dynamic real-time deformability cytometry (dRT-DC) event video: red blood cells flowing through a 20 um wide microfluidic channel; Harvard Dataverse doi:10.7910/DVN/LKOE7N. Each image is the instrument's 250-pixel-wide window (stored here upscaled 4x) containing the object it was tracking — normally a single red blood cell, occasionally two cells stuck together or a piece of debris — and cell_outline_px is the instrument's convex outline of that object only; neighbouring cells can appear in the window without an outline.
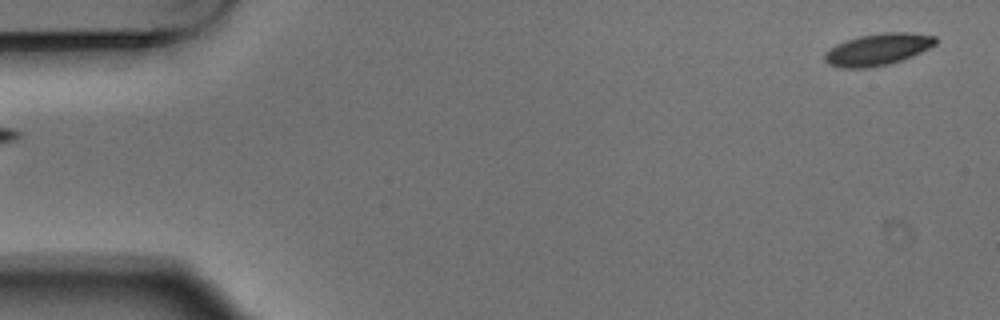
{"species": "Egyptian fruit bat (a non-hibernating species)", "species_latin": "Rousettus aegyptiacus", "temperature_condition": "warm", "stored_images_in_passage": 3, "segment_of_instrument_passage": [2, 2], "camera_frame_rate_fps": 3000, "um_per_image_px": 0.085, "animal": {"sex": "male"}, "frame": {"image": 1, "passage_image": 3, "time_ms": 0.667, "image_size_px": [1000, 320], "cell_outline_px": [[936, 44], [912, 56], [888, 64], [868, 68], [840, 68], [828, 64], [824, 60], [824, 52], [836, 44], [860, 36], [884, 32], [908, 32], [936, 36]], "centroid_in_image_um": [74.58, 4.2], "position_along_channel_um": 10.4, "area_um2": 20.46}}